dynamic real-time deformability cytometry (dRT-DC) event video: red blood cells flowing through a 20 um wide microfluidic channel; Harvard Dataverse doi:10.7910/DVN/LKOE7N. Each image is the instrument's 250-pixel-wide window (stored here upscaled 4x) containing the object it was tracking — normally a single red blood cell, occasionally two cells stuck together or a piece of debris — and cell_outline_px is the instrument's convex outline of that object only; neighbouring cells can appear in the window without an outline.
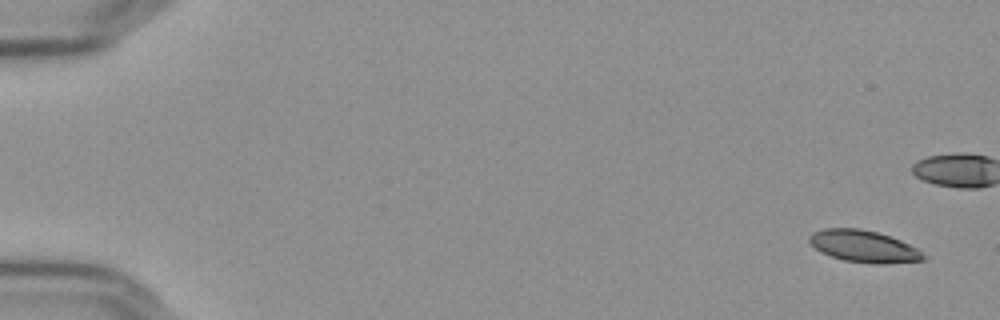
{"species": "Egyptian fruit bat (a non-hibernating species)", "species_latin": "Rousettus aegyptiacus", "temperature_condition": "cold", "stored_images_in_passage": 6, "camera_frame_rate_fps": 3000, "um_per_image_px": 0.085, "frame": {"image": 1, "passage_image": 1, "time_ms": 0.0, "image_size_px": [1000, 320], "cell_outline_px": [[928, 256], [924, 260], [880, 264], [876, 264], [844, 260], [820, 252], [808, 240], [808, 236], [812, 232], [824, 228], [860, 228], [876, 232], [900, 240], [916, 248]], "centroid_in_image_um": [73.41, 20.93], "position_along_channel_um": 11.6, "area_um2": 21.1}}
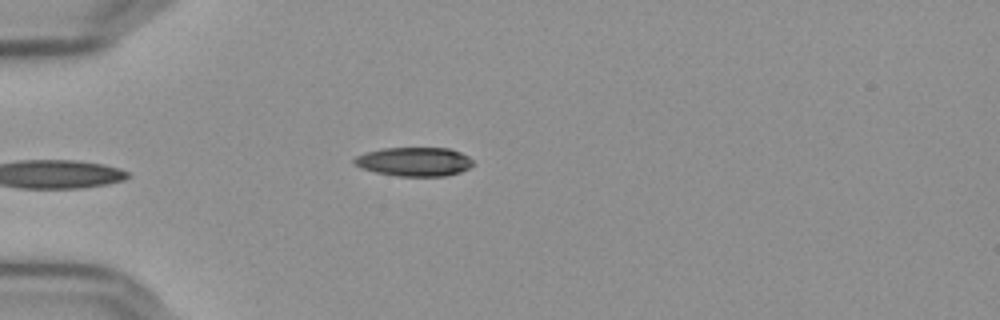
{"frame": {"image": 2, "passage_image": 6, "time_ms": 1.667, "image_size_px": [1000, 320], "cell_outline_px": [[472, 164], [468, 168], [460, 172], [444, 176], [396, 176], [376, 172], [360, 168], [352, 164], [352, 160], [356, 156], [368, 152], [384, 148], [448, 148], [460, 152], [468, 156], [472, 160]], "centroid_in_image_um": [35.18, 13.74], "position_along_channel_um": 49.8, "area_um2": 20.0}}